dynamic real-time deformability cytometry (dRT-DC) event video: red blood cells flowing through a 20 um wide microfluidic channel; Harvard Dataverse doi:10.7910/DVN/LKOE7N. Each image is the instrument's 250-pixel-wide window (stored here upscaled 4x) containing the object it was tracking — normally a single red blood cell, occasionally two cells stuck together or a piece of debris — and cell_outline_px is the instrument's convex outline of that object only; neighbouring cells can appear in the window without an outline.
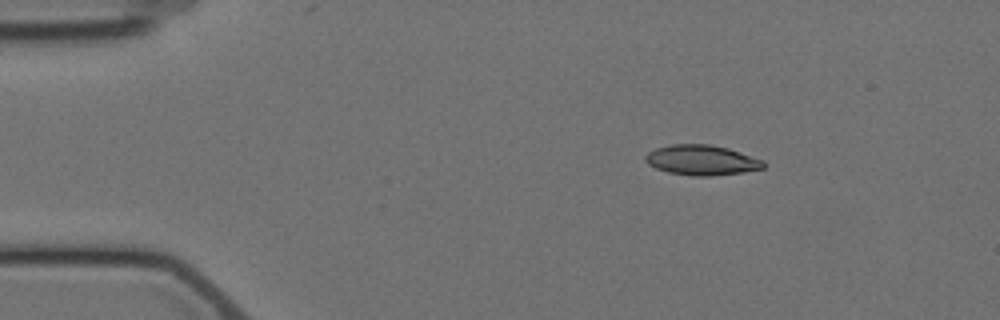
{"species": "Egyptian fruit bat (a non-hibernating species)", "species_latin": "Rousettus aegyptiacus", "temperature_condition": "cold", "stored_images_in_passage": 5, "camera_frame_rate_fps": 3000, "um_per_image_px": 0.085, "animal": {"sex": "female"}, "frame": {"image": 1, "passage_image": 2, "time_ms": 1.333, "image_size_px": [1000, 320], "cell_outline_px": [[764, 168], [744, 172], [712, 176], [696, 176], [668, 172], [656, 168], [648, 164], [644, 160], [644, 156], [648, 152], [656, 148], [672, 144], [708, 144], [728, 148], [764, 160]], "centroid_in_image_um": [59.64, 13.61], "position_along_channel_um": 25.4, "area_um2": 20.75}}
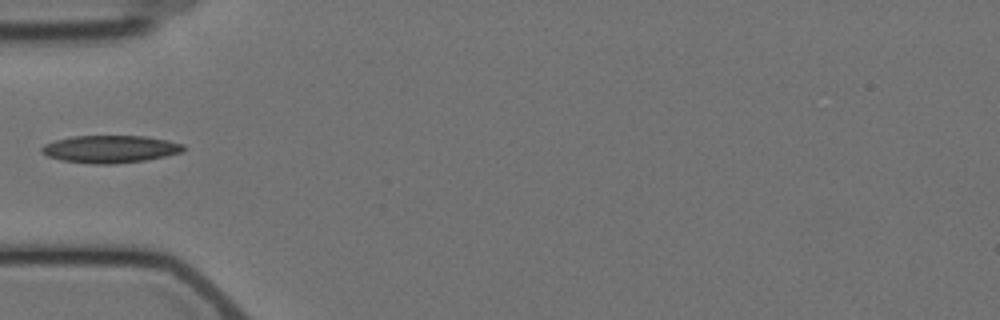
{"frame": {"image": 2, "passage_image": 5, "time_ms": 4.667, "image_size_px": [1000, 320], "cell_outline_px": [[188, 148], [184, 152], [144, 160], [116, 164], [92, 164], [60, 160], [48, 156], [40, 152], [40, 148], [44, 144], [56, 140], [72, 136], [144, 136], [168, 140], [184, 144]], "centroid_in_image_um": [9.38, 12.67], "position_along_channel_um": 75.6, "area_um2": 22.89}}